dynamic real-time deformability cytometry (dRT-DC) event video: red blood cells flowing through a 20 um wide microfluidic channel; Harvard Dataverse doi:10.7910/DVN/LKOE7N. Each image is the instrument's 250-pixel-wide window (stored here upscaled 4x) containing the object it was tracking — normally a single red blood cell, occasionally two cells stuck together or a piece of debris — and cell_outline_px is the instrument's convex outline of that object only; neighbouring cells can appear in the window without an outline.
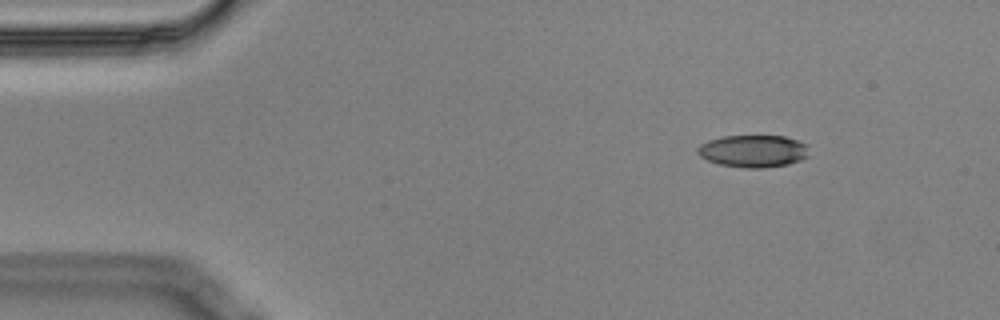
{"species": "Egyptian fruit bat (a non-hibernating species)", "species_latin": "Rousettus aegyptiacus", "temperature_condition": "cold", "stored_images_in_passage": 4, "camera_frame_rate_fps": 3000, "um_per_image_px": 0.085, "animal": {"sex": "male"}, "frame": {"image": 1, "passage_image": 2, "time_ms": 0.333, "image_size_px": [1000, 320], "cell_outline_px": [[808, 156], [800, 160], [788, 164], [764, 168], [744, 168], [720, 164], [708, 160], [700, 156], [696, 152], [696, 148], [700, 144], [708, 140], [724, 136], [784, 136], [808, 144]], "centroid_in_image_um": [64.02, 12.84], "position_along_channel_um": 21.0, "area_um2": 21.04}}